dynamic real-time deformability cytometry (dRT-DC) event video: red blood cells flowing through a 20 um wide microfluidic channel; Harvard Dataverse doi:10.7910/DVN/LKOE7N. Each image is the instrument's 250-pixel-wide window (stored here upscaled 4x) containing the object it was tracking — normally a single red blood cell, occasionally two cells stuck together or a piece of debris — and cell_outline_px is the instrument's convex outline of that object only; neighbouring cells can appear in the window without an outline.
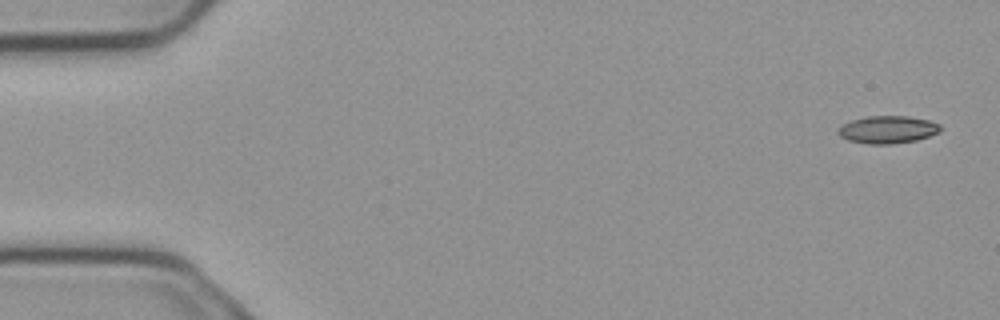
{"species": "common noctule bat (a hibernating species)", "species_latin": "Nyctalus noctula", "temperature_condition": "cold", "stored_images_in_passage": 5, "camera_frame_rate_fps": 3000, "um_per_image_px": 0.085, "animal": {"sex": "male", "body_mass_g": 23.1, "forearm_length_mm": 52.7}, "frame": {"image": 1, "passage_image": 1, "time_ms": 0.0, "image_size_px": [1000, 320], "cell_outline_px": [[940, 132], [916, 140], [892, 144], [868, 144], [848, 140], [840, 136], [836, 132], [844, 124], [852, 120], [868, 116], [908, 116], [928, 120], [940, 124]], "centroid_in_image_um": [75.45, 11.02], "position_along_channel_um": 9.5, "area_um2": 16.3}}